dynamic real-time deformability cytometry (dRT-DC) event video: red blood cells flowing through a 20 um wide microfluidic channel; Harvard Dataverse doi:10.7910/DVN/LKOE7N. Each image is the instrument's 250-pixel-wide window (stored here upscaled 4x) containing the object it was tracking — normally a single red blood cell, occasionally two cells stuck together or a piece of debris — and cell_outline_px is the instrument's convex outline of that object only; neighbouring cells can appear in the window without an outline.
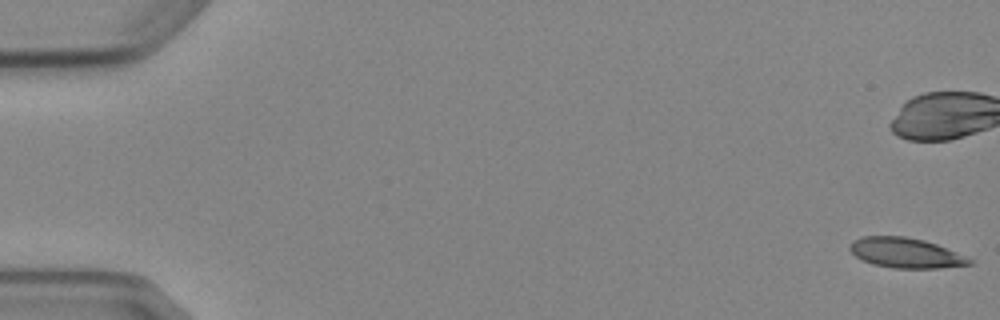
{"species": "Egyptian fruit bat (a non-hibernating species)", "species_latin": "Rousettus aegyptiacus", "temperature_condition": "cold", "stored_images_in_passage": 5, "camera_frame_rate_fps": 3000, "um_per_image_px": 0.085, "animal": {"sex": "female"}, "frame": {"image": 1, "passage_image": 1, "time_ms": 0.0, "image_size_px": [1000, 320], "cell_outline_px": [[976, 260], [972, 264], [940, 268], [892, 268], [872, 264], [856, 256], [848, 248], [856, 240], [864, 236], [904, 236], [924, 240], [936, 244]], "centroid_in_image_um": [77.04, 21.5], "position_along_channel_um": 8.0, "area_um2": 20.81}}